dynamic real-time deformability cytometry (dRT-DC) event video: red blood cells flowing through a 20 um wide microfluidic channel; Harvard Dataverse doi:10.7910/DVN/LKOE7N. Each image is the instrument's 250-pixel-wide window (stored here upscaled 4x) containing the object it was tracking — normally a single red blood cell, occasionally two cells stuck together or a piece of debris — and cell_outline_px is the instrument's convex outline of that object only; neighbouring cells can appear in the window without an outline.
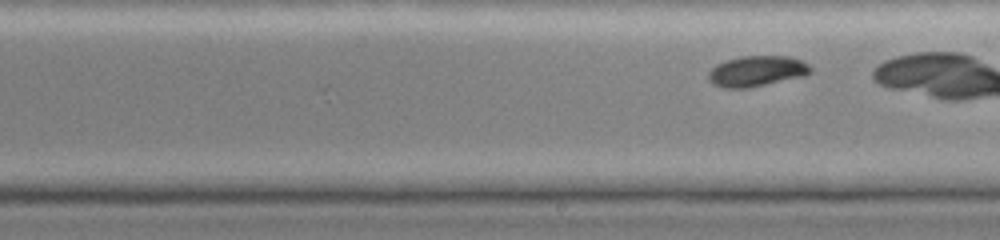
{"species": "common noctule bat (a hibernating species)", "species_latin": "Nyctalus noctula", "temperature_condition": "cold", "stored_images_in_passage": 15, "camera_frame_rate_fps": 3000, "um_per_image_px": 0.085, "animal": {"sex": "female", "body_mass_g": 19.0, "forearm_length_mm": 51.5}, "frame": {"image": 1, "passage_image": 15, "time_ms": 4.667, "image_size_px": [1000, 240], "cell_outline_px": [[812, 72], [804, 76], [748, 88], [724, 88], [712, 84], [708, 80], [708, 72], [716, 64], [728, 60], [744, 56], [788, 56], [804, 60], [812, 68]], "centroid_in_image_um": [64.34, 6.05], "position_along_channel_um": 224.7, "area_um2": 18.32}}